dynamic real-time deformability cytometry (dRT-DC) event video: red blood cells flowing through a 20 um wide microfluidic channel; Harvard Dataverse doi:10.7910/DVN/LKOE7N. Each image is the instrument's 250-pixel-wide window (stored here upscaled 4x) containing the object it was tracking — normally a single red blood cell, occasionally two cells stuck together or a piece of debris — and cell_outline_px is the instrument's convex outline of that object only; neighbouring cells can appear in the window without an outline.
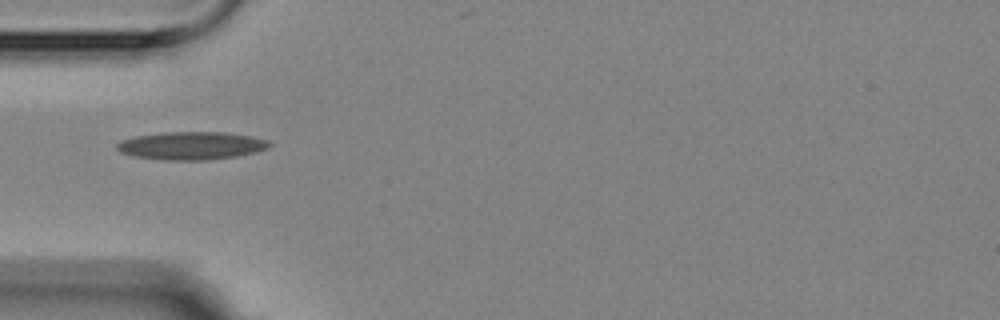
{"species": "Egyptian fruit bat (a non-hibernating species)", "species_latin": "Rousettus aegyptiacus", "temperature_condition": "room temperature", "stored_images_in_passage": 11, "camera_frame_rate_fps": 3000, "um_per_image_px": 0.085, "animal": {"sex": "female"}, "frame": {"image": 1, "passage_image": 5, "time_ms": 5.333, "image_size_px": [1000, 320], "cell_outline_px": [[272, 144], [268, 148], [256, 152], [236, 156], [208, 160], [164, 160], [132, 156], [120, 152], [116, 148], [116, 144], [120, 140], [136, 136], [164, 132], [224, 132], [252, 136], [272, 140]], "centroid_in_image_um": [16.29, 12.38], "position_along_channel_um": 68.7, "area_um2": 25.09}}
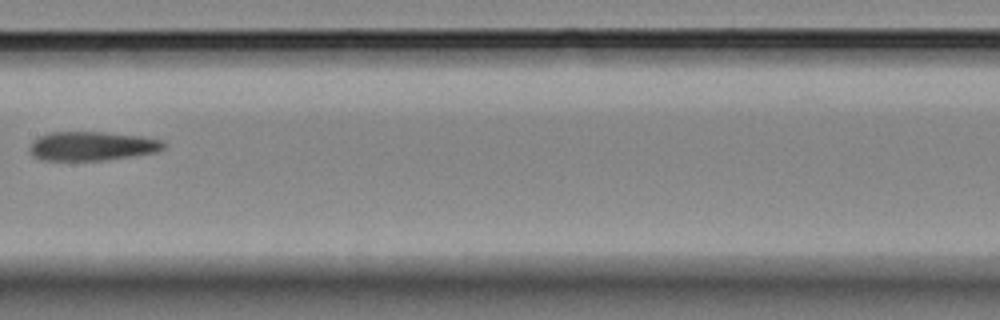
{"frame": {"image": 2, "passage_image": 8, "time_ms": 9.0, "image_size_px": [1000, 320], "cell_outline_px": [[164, 148], [156, 152], [108, 160], [40, 160], [32, 156], [28, 148], [40, 136], [52, 132], [104, 132], [140, 136], [164, 140]], "centroid_in_image_um": [7.83, 12.42], "position_along_channel_um": 199.6, "area_um2": 22.6}}
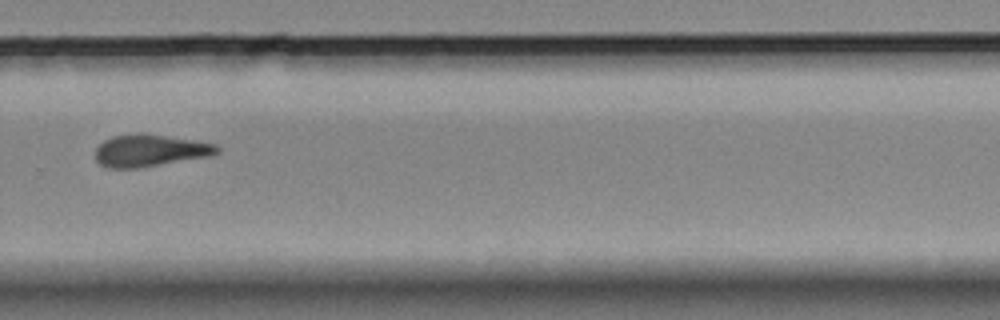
{"frame": {"image": 3, "passage_image": 11, "time_ms": 12.333, "image_size_px": [1000, 320], "cell_outline_px": [[220, 152], [212, 156], [136, 168], [108, 168], [100, 164], [96, 160], [96, 148], [104, 140], [112, 136], [140, 132], [192, 140], [216, 144], [220, 148]], "centroid_in_image_um": [12.75, 12.79], "position_along_channel_um": 317.1, "area_um2": 22.77}}